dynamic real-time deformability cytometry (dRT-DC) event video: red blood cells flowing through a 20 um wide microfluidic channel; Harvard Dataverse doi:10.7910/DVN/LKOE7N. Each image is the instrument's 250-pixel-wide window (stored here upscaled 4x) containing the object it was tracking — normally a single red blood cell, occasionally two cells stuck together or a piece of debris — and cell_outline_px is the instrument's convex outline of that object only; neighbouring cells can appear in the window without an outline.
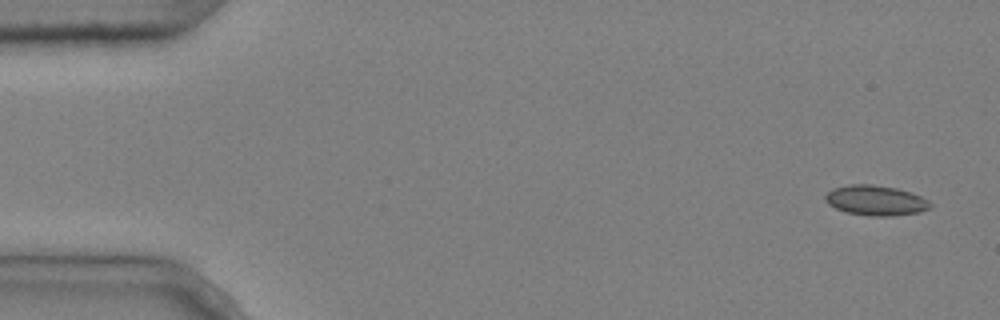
{"species": "common noctule bat (a hibernating species)", "species_latin": "Nyctalus noctula", "temperature_condition": "cold", "stored_images_in_passage": 3, "camera_frame_rate_fps": 3000, "um_per_image_px": 0.085, "animal": {"sex": "male", "body_mass_g": 20.4}, "frame": {"image": 1, "passage_image": 1, "time_ms": 0.0, "image_size_px": [1000, 320], "cell_outline_px": [[932, 208], [920, 212], [892, 216], [872, 216], [844, 212], [828, 204], [824, 200], [824, 196], [832, 188], [852, 184], [872, 184], [896, 188], [920, 196], [928, 200], [932, 204]], "centroid_in_image_um": [74.42, 17.04], "position_along_channel_um": 10.6, "area_um2": 18.5}}